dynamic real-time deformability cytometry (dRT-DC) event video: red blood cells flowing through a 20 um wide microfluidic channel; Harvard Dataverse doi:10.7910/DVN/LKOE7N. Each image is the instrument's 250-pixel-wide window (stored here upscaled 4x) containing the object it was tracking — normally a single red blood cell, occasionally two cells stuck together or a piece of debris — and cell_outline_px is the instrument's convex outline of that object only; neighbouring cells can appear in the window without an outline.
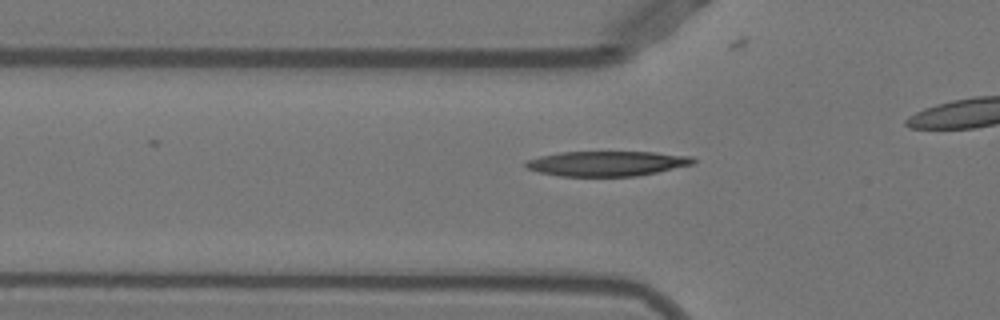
{"species": "Egyptian fruit bat (a non-hibernating species)", "species_latin": "Rousettus aegyptiacus", "temperature_condition": "warm", "stored_images_in_passage": 32, "camera_frame_rate_fps": 3000, "um_per_image_px": 0.085, "animal": {"sex": "female"}, "frame": {"image": 1, "passage_image": 7, "time_ms": 2.0, "image_size_px": [1000, 320], "cell_outline_px": [[696, 160], [692, 164], [656, 172], [636, 176], [560, 176], [540, 172], [528, 168], [524, 164], [528, 160], [540, 156], [560, 152], [656, 152], [692, 156]], "centroid_in_image_um": [51.6, 13.89], "position_along_channel_um": 74.2, "area_um2": 24.16}}
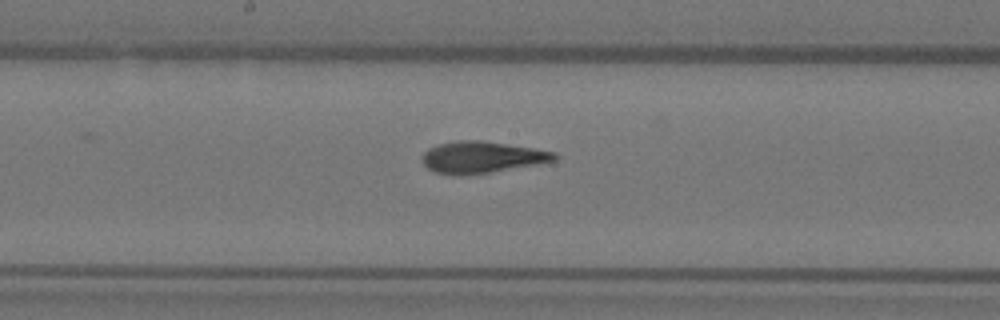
{"frame": {"image": 2, "passage_image": 17, "time_ms": 5.333, "image_size_px": [1000, 320], "cell_outline_px": [[560, 156], [556, 160], [536, 164], [488, 172], [460, 176], [436, 172], [428, 168], [424, 164], [424, 152], [428, 148], [440, 144], [456, 140], [480, 140], [532, 148], [556, 152]], "centroid_in_image_um": [40.97, 13.36], "position_along_channel_um": 207.2, "area_um2": 23.99}}
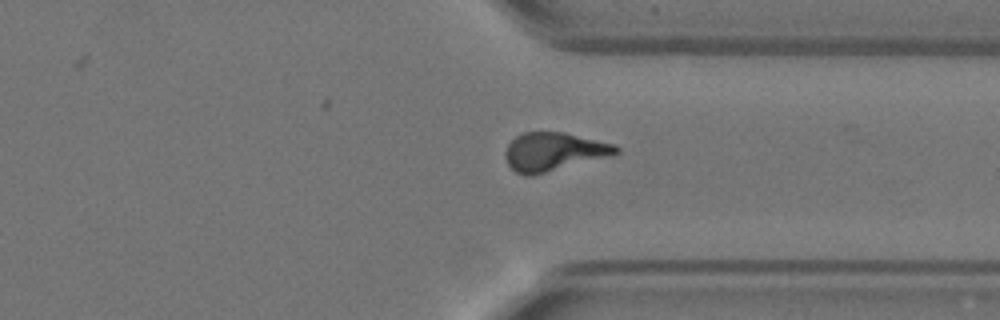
{"frame": {"image": 3, "passage_image": 29, "time_ms": 9.333, "image_size_px": [1000, 320], "cell_outline_px": [[620, 152], [612, 156], [532, 176], [524, 176], [516, 172], [508, 164], [504, 156], [504, 152], [508, 144], [516, 136], [524, 132], [560, 132], [616, 144], [620, 148]], "centroid_in_image_um": [47.08, 12.91], "position_along_channel_um": 364.3, "area_um2": 24.91}}